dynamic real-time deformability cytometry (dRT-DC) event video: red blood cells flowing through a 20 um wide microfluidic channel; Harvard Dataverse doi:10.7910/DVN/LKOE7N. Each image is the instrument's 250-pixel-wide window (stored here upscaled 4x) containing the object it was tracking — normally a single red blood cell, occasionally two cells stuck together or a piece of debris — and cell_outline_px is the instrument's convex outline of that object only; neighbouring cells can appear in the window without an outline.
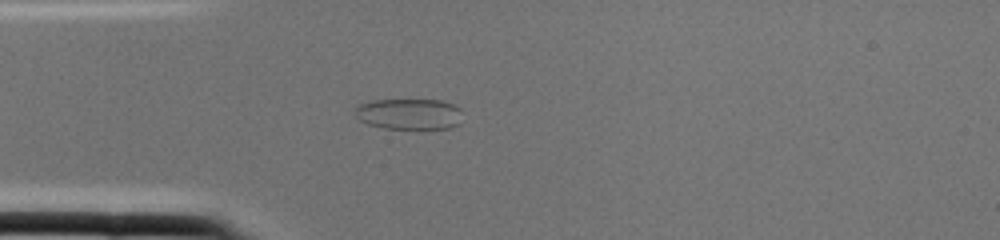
{"species": "common noctule bat (a hibernating species)", "species_latin": "Nyctalus noctula", "temperature_condition": "cold", "stored_images_in_passage": 1, "camera_frame_rate_fps": 3000, "um_per_image_px": 0.085, "animal": {"sex": "female", "body_mass_g": 22.0, "forearm_length_mm": 56.7}, "frame": {"image": 1, "passage_image": 1, "time_ms": 0.0, "image_size_px": [1000, 240], "cell_outline_px": [[460, 124], [452, 128], [384, 128], [368, 124], [360, 120], [356, 116], [352, 108], [360, 104], [372, 100], [440, 100], [456, 104], [460, 108]], "centroid_in_image_um": [34.77, 9.68], "position_along_channel_um": 50.2, "area_um2": 19.48}}